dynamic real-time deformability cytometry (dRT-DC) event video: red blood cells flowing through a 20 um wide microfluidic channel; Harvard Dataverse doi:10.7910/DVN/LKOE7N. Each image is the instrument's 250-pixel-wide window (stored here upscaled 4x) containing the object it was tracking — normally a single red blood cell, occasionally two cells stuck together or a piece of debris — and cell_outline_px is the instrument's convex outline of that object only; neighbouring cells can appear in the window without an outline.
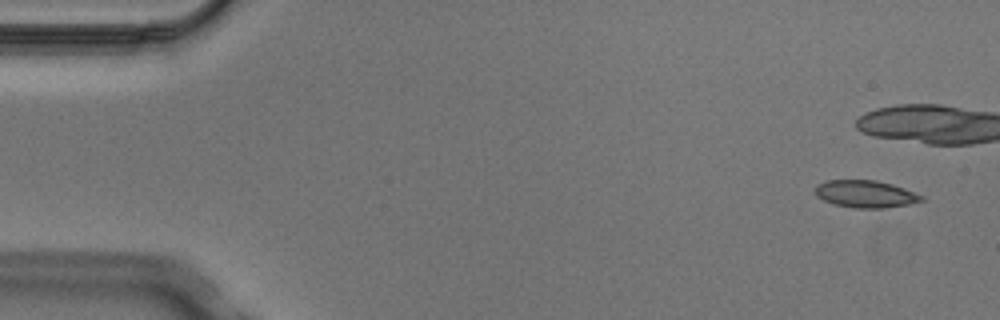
{"species": "Egyptian fruit bat (a non-hibernating species)", "species_latin": "Rousettus aegyptiacus", "temperature_condition": "cold", "stored_images_in_passage": 15, "camera_frame_rate_fps": 3000, "um_per_image_px": 0.085, "animal": {"sex": "male"}, "frame": {"image": 1, "passage_image": 1, "time_ms": 0.0, "image_size_px": [1000, 320], "cell_outline_px": [[924, 200], [908, 204], [884, 208], [856, 208], [836, 204], [824, 200], [816, 196], [816, 184], [824, 180], [876, 180], [892, 184], [904, 188], [924, 196]], "centroid_in_image_um": [73.57, 16.48], "position_along_channel_um": 11.4, "area_um2": 16.82}}
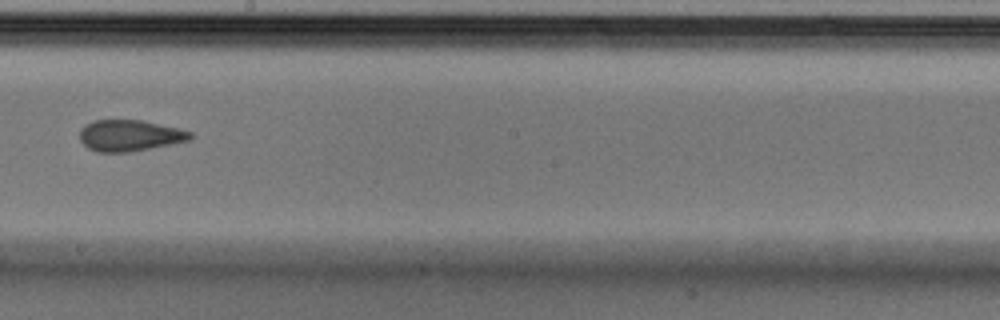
{"frame": {"image": 2, "passage_image": 9, "time_ms": 2.667, "image_size_px": [1000, 320], "cell_outline_px": [[192, 140], [128, 152], [96, 152], [88, 148], [80, 140], [80, 128], [84, 124], [92, 120], [140, 120], [180, 128], [192, 132]], "centroid_in_image_um": [11.01, 11.51], "position_along_channel_um": 237.2, "area_um2": 20.23}}